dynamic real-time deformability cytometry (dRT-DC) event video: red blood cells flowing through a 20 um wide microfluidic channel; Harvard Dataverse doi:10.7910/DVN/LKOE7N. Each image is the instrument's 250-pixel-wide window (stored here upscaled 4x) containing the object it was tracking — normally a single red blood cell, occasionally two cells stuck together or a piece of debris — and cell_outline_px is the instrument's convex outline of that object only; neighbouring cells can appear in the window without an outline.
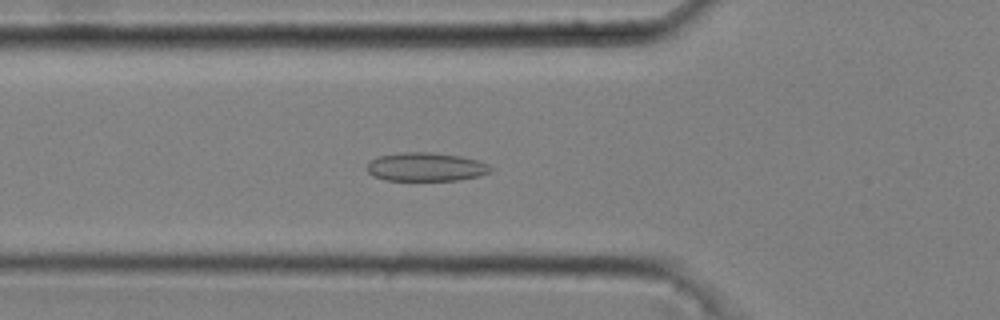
{"species": "common noctule bat (a hibernating species)", "species_latin": "Nyctalus noctula", "temperature_condition": "cold", "stored_images_in_passage": 52, "camera_frame_rate_fps": 3000, "um_per_image_px": 0.085, "animal": {"sex": "male", "body_mass_g": 20.4}, "frame": {"image": 1, "passage_image": 19, "time_ms": 6.0, "image_size_px": [1000, 320], "cell_outline_px": [[492, 172], [480, 176], [456, 180], [384, 180], [372, 176], [364, 168], [368, 160], [380, 156], [400, 152], [432, 152], [460, 156], [476, 160], [488, 164], [492, 168]], "centroid_in_image_um": [36.15, 14.19], "position_along_channel_um": 89.7, "area_um2": 20.87}}
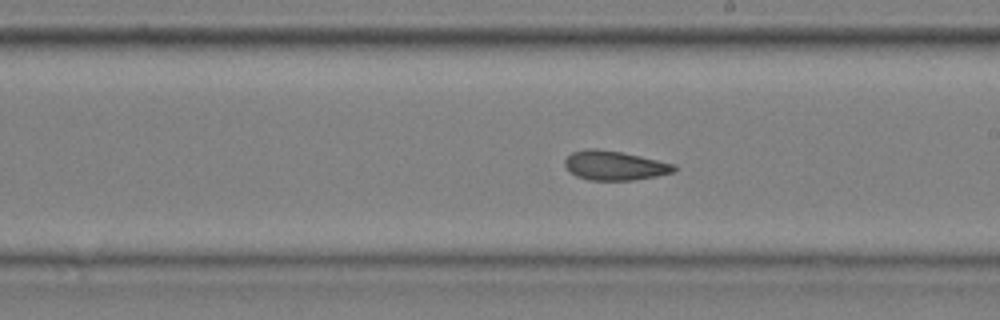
{"frame": {"image": 2, "passage_image": 31, "time_ms": 10.0, "image_size_px": [1000, 320], "cell_outline_px": [[676, 172], [656, 176], [632, 180], [588, 180], [576, 176], [564, 164], [564, 160], [572, 152], [584, 148], [596, 148], [620, 152], [640, 156], [676, 164]], "centroid_in_image_um": [52.25, 14.06], "position_along_channel_um": 236.8, "area_um2": 18.67}}
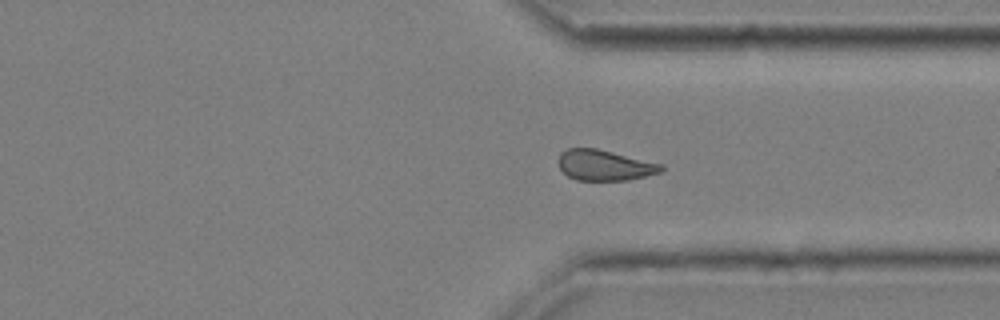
{"frame": {"image": 3, "passage_image": 41, "time_ms": 13.333, "image_size_px": [1000, 320], "cell_outline_px": [[664, 168], [660, 172], [628, 180], [576, 180], [568, 176], [560, 168], [556, 160], [560, 152], [568, 148], [596, 148], [664, 164]], "centroid_in_image_um": [51.36, 14.03], "position_along_channel_um": 360.0, "area_um2": 18.44}, "authors_computed_cell_mechanics": {"area_um2": 19.2185, "velocity_mm_per_s": 3.6777, "shape_relaxation_time_tau1_ms": null, "shape_relaxation_time_tau2_ms": 2.6957, "deformation_change_tau1": null, "deformation_change_tau2": 0.0919}}